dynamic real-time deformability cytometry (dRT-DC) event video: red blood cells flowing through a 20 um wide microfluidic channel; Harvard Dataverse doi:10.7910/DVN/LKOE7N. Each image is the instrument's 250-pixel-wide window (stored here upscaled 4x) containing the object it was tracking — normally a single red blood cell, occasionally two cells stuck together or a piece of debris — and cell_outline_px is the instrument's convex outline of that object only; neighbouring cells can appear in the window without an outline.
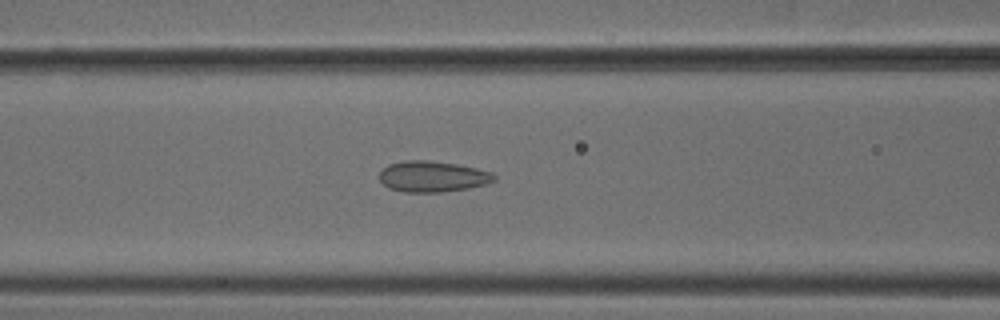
{"species": "common noctule bat (a hibernating species)", "species_latin": "Nyctalus noctula", "temperature_condition": "cold", "stored_images_in_passage": 41, "camera_frame_rate_fps": 3000, "um_per_image_px": 0.085, "animal": {"sex": "male", "body_mass_g": 18.8}, "frame": {"image": 1, "passage_image": 11, "time_ms": 3.333, "image_size_px": [1000, 320], "cell_outline_px": [[496, 180], [484, 184], [468, 188], [444, 192], [404, 192], [388, 188], [380, 180], [380, 172], [388, 164], [404, 160], [428, 160], [456, 164], [476, 168], [492, 172], [496, 176]], "centroid_in_image_um": [36.76, 15.0], "position_along_channel_um": 129.8, "area_um2": 20.69}}
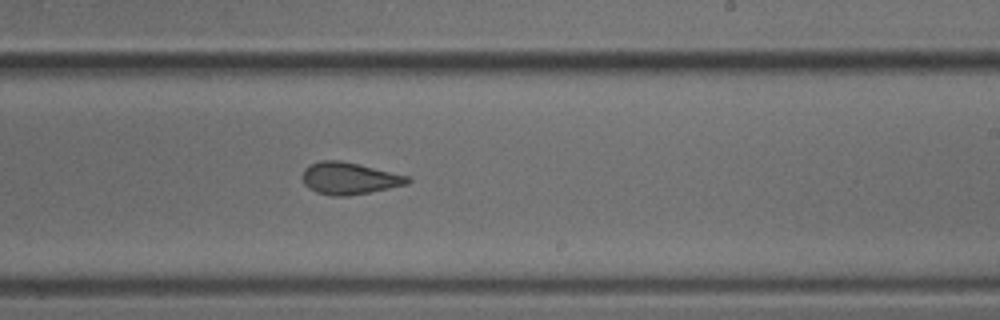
{"frame": {"image": 2, "passage_image": 21, "time_ms": 6.667, "image_size_px": [1000, 320], "cell_outline_px": [[412, 180], [408, 184], [348, 196], [332, 196], [316, 192], [308, 188], [304, 184], [304, 168], [308, 164], [320, 160], [340, 160], [408, 176]], "centroid_in_image_um": [29.66, 15.16], "position_along_channel_um": 259.3, "area_um2": 19.42}}
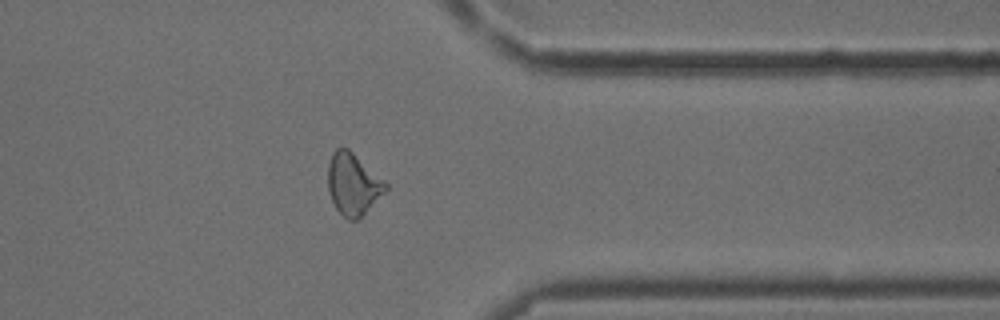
{"frame": {"image": 3, "passage_image": 31, "time_ms": 10.0, "image_size_px": [1000, 320], "cell_outline_px": [[388, 188], [356, 220], [348, 220], [336, 208], [328, 192], [328, 164], [332, 152], [336, 148], [348, 148], [388, 184]], "centroid_in_image_um": [29.98, 15.62], "position_along_channel_um": 381.4, "area_um2": 20.29}, "authors_computed_cell_mechanics": {"area_um2": 20.2878, "velocity_mm_per_s": 3.88, "shape_relaxation_time_tau1_ms": null, "shape_relaxation_time_tau2_ms": 1.7162, "deformation_change_tau1": null, "deformation_change_tau2": 0.088}}